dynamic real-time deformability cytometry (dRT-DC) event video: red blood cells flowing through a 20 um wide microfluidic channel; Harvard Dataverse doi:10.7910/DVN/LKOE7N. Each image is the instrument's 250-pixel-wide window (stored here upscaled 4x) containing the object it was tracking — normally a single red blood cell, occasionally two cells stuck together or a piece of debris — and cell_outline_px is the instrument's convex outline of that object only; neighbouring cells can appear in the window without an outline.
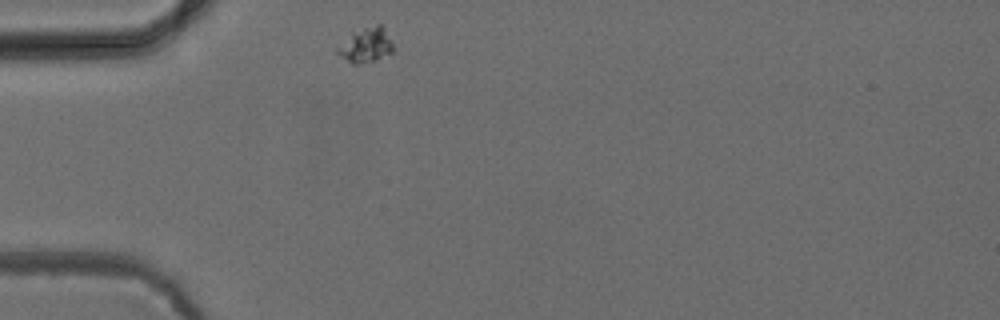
{"species": "common noctule bat (a hibernating species)", "species_latin": "Nyctalus noctula", "temperature_condition": "cold", "stored_images_in_passage": 31, "camera_frame_rate_fps": 3000, "um_per_image_px": 0.085, "animal": {"sex": "female", "body_mass_g": 24.6, "forearm_length_mm": 56.2}, "frame": {"image": 1, "passage_image": 1, "time_ms": 0.0, "image_size_px": [1000, 320], "cell_outline_px": [[392, 52], [376, 60], [360, 64], [352, 64], [340, 56], [336, 52], [336, 48], [352, 32], [376, 24], [380, 24], [384, 28], [392, 44]], "centroid_in_image_um": [31.07, 3.85], "position_along_channel_um": 53.9, "area_um2": 11.1}}
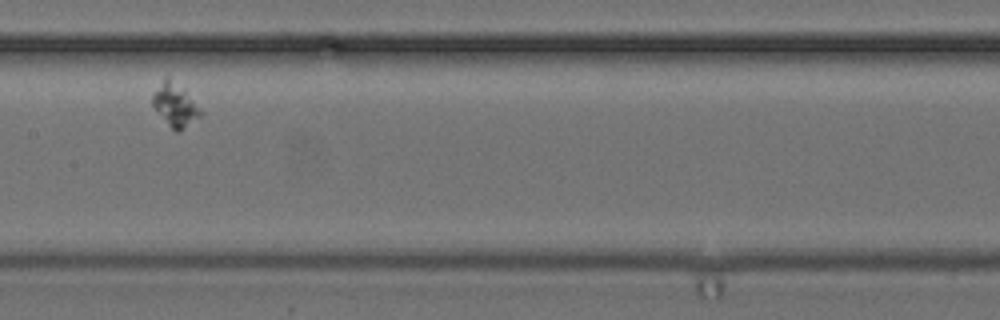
{"frame": {"image": 2, "passage_image": 14, "time_ms": 4.333, "image_size_px": [1000, 320], "cell_outline_px": [[204, 112], [200, 116], [180, 132], [176, 132], [172, 128], [152, 104], [152, 96], [164, 76], [168, 76]], "centroid_in_image_um": [14.88, 8.94], "position_along_channel_um": 192.5, "area_um2": 11.44}}
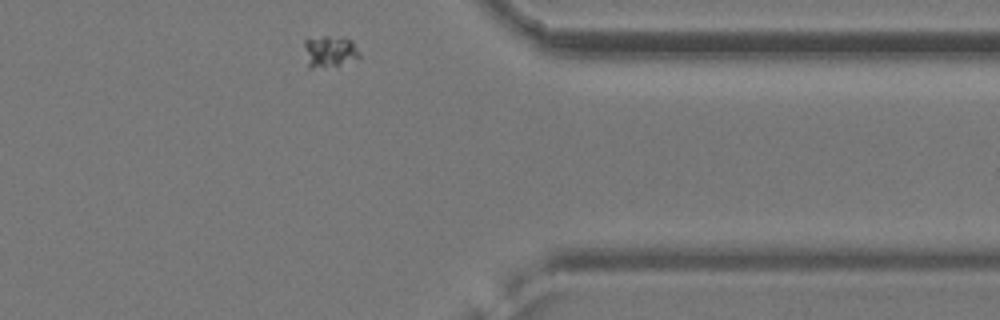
{"frame": {"image": 3, "passage_image": 31, "time_ms": 10.0, "image_size_px": [1000, 320], "cell_outline_px": [[360, 56], [336, 68], [308, 68], [304, 44], [304, 40], [324, 36], [344, 36], [352, 40], [360, 52]], "centroid_in_image_um": [28.05, 4.39], "position_along_channel_um": 383.4, "area_um2": 10.58}}